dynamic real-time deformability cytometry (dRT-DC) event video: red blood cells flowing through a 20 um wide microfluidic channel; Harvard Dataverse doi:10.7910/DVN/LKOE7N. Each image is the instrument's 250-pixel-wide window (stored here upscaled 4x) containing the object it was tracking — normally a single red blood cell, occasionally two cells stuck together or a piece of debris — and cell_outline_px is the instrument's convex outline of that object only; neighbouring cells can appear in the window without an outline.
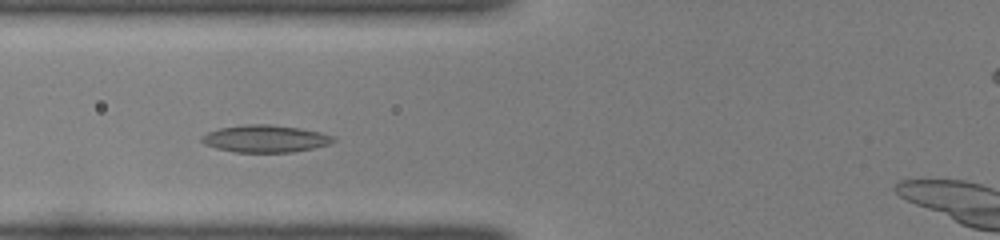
{"species": "common noctule bat (a hibernating species)", "species_latin": "Nyctalus noctula", "temperature_condition": "room temperature", "stored_images_in_passage": 38, "camera_frame_rate_fps": 3000, "um_per_image_px": 0.085, "animal": {"sex": "female", "body_mass_g": 22.0, "forearm_length_mm": 56.7}, "frame": {"image": 1, "passage_image": 7, "time_ms": 2.0, "image_size_px": [1000, 240], "cell_outline_px": [[336, 140], [332, 144], [292, 152], [236, 152], [216, 148], [204, 144], [200, 140], [200, 136], [216, 128], [244, 124], [272, 124], [300, 128], [320, 132], [332, 136]], "centroid_in_image_um": [22.52, 11.78], "position_along_channel_um": 103.3, "area_um2": 21.1}}
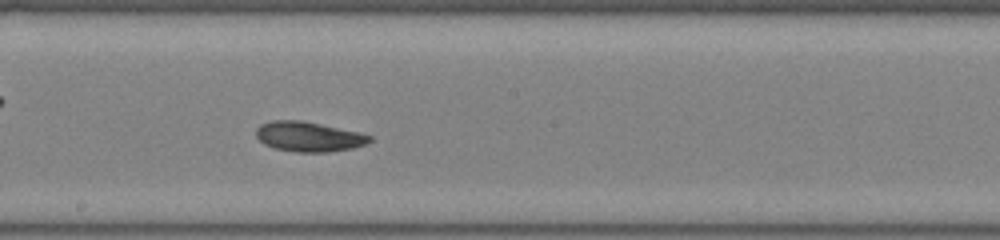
{"frame": {"image": 2, "passage_image": 16, "time_ms": 5.0, "image_size_px": [1000, 240], "cell_outline_px": [[372, 140], [368, 144], [352, 148], [328, 152], [296, 152], [276, 148], [264, 144], [256, 136], [256, 128], [260, 124], [272, 120], [304, 120], [360, 132], [372, 136]], "centroid_in_image_um": [26.26, 11.6], "position_along_channel_um": 221.9, "area_um2": 20.0}}
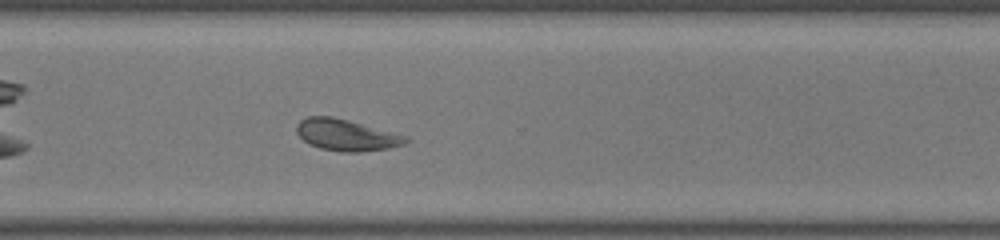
{"frame": {"image": 3, "passage_image": 25, "time_ms": 8.0, "image_size_px": [1000, 240], "cell_outline_px": [[408, 140], [404, 144], [388, 148], [360, 152], [344, 152], [320, 148], [308, 144], [296, 132], [296, 124], [300, 120], [308, 116], [332, 116], [348, 120], [408, 136]], "centroid_in_image_um": [29.41, 11.47], "position_along_channel_um": 341.2, "area_um2": 19.94}}